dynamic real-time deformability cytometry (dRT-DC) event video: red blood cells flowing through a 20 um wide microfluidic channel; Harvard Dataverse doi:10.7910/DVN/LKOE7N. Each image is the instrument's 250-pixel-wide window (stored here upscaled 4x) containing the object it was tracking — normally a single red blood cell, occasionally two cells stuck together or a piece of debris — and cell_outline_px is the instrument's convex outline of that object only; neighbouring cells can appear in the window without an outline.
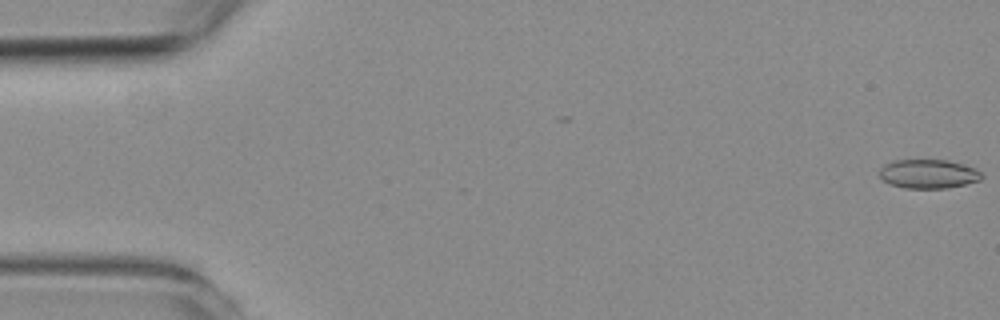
{"species": "common noctule bat (a hibernating species)", "species_latin": "Nyctalus noctula", "temperature_condition": "room temperature", "stored_images_in_passage": 58, "camera_frame_rate_fps": 3000, "um_per_image_px": 0.085, "animal": {"sex": "female", "body_mass_g": 19.3, "forearm_length_mm": 54.1}, "frame": {"image": 1, "passage_image": 1, "time_ms": 0.0, "image_size_px": [1000, 320], "cell_outline_px": [[984, 176], [980, 180], [948, 188], [904, 188], [888, 184], [880, 176], [880, 168], [884, 164], [896, 160], [948, 160], [964, 164], [976, 168]], "centroid_in_image_um": [78.92, 14.78], "position_along_channel_um": 6.1, "area_um2": 17.34}}
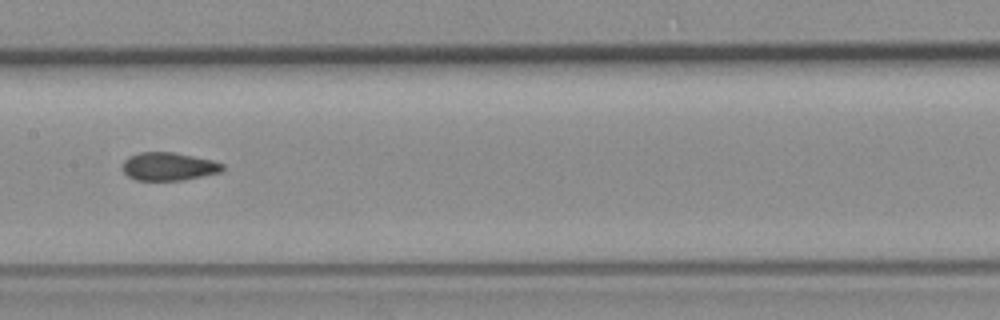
{"frame": {"image": 2, "passage_image": 29, "time_ms": 9.333, "image_size_px": [1000, 320], "cell_outline_px": [[224, 168], [220, 172], [184, 180], [136, 180], [128, 176], [124, 172], [124, 160], [128, 156], [140, 152], [172, 152], [212, 160], [224, 164]], "centroid_in_image_um": [14.33, 14.15], "position_along_channel_um": 193.1, "area_um2": 16.24}}
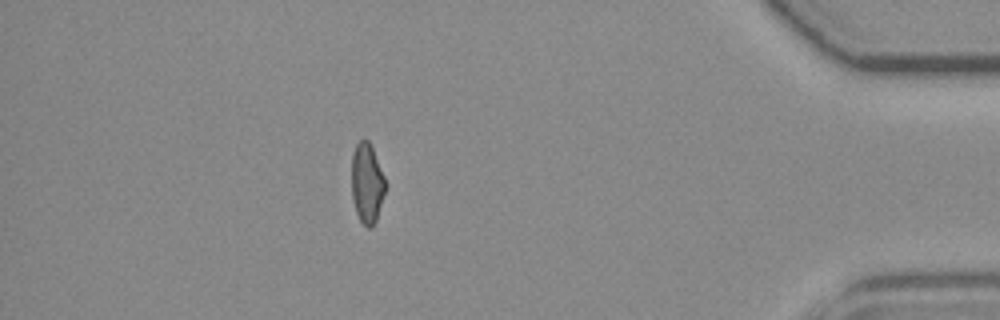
{"frame": {"image": 3, "passage_image": 51, "time_ms": 16.667, "image_size_px": [1000, 320], "cell_outline_px": [[388, 184], [376, 220], [372, 228], [368, 228], [360, 220], [356, 212], [352, 196], [352, 152], [356, 144], [360, 140], [368, 140], [372, 148]], "centroid_in_image_um": [31.21, 15.58], "position_along_channel_um": 404.0, "area_um2": 15.84}, "authors_computed_cell_mechanics": {"area_um2": 16.762, "velocity_mm_per_s": 3.5744, "shape_relaxation_time_tau1_ms": null, "shape_relaxation_time_tau2_ms": 1.6494, "deformation_change_tau1": null, "deformation_change_tau2": 0.0787}}